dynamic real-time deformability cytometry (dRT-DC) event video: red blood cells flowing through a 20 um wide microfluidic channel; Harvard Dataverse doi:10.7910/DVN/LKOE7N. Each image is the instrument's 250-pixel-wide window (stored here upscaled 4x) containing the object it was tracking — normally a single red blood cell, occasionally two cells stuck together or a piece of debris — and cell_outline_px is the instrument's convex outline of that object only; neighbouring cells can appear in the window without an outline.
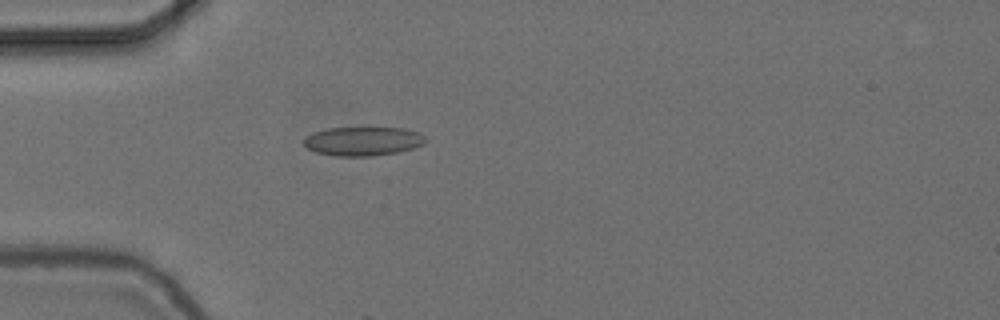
{"species": "common noctule bat (a hibernating species)", "species_latin": "Nyctalus noctula", "temperature_condition": "cold", "stored_images_in_passage": 19, "camera_frame_rate_fps": 3000, "um_per_image_px": 0.085, "animal": {"sex": "female", "body_mass_g": 24.6, "forearm_length_mm": 56.2}, "frame": {"image": 1, "passage_image": 16, "time_ms": 5.0, "image_size_px": [1000, 320], "cell_outline_px": [[428, 140], [424, 144], [412, 148], [396, 152], [372, 156], [336, 156], [316, 152], [308, 148], [304, 144], [304, 140], [312, 132], [328, 128], [404, 128], [420, 132]], "centroid_in_image_um": [30.88, 12.0], "position_along_channel_um": 54.1, "area_um2": 20.46}}